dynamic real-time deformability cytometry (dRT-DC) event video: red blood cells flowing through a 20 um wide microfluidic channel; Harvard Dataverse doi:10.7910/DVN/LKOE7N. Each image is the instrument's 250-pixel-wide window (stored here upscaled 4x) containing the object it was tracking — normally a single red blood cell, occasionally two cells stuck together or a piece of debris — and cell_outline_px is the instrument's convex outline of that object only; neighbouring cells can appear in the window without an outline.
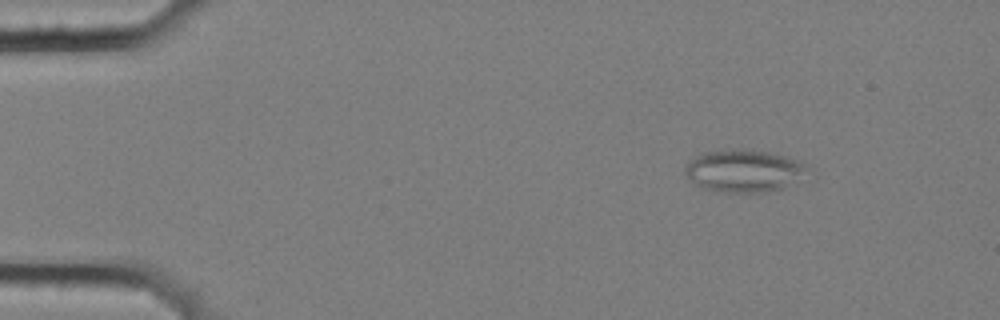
{"species": "common noctule bat (a hibernating species)", "species_latin": "Nyctalus noctula", "temperature_condition": "cold", "stored_images_in_passage": 6, "camera_frame_rate_fps": 3000, "um_per_image_px": 0.085, "animal": {"sex": "female", "body_mass_g": 25.1}, "frame": {"image": 1, "passage_image": 3, "time_ms": 0.667, "image_size_px": [1000, 320], "cell_outline_px": [[804, 168], [784, 188], [760, 192], [732, 192], [704, 188], [696, 184], [684, 172], [684, 168], [696, 156], [704, 152], [740, 148], [768, 152], [788, 156], [804, 164]], "centroid_in_image_um": [63.14, 14.49], "position_along_channel_um": 21.9, "area_um2": 29.07}}
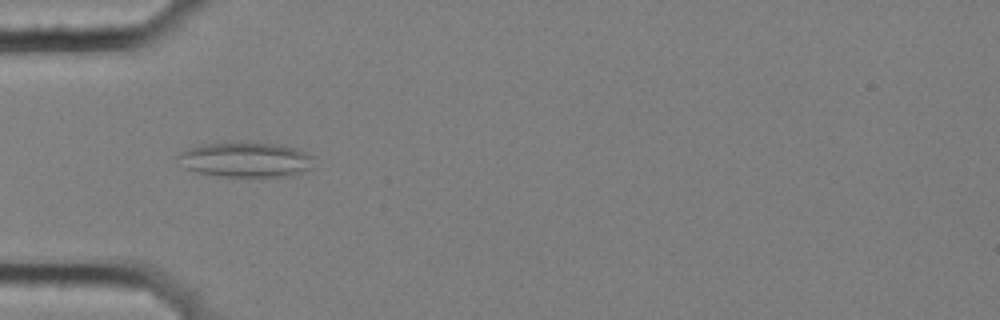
{"frame": {"image": 2, "passage_image": 6, "time_ms": 1.667, "image_size_px": [1000, 320], "cell_outline_px": [[316, 156], [312, 168], [288, 176], [220, 176], [200, 172], [184, 168], [176, 156], [180, 152], [188, 148], [200, 144], [276, 144], [296, 148]], "centroid_in_image_um": [20.92, 13.58], "position_along_channel_um": 64.1, "area_um2": 27.22}}